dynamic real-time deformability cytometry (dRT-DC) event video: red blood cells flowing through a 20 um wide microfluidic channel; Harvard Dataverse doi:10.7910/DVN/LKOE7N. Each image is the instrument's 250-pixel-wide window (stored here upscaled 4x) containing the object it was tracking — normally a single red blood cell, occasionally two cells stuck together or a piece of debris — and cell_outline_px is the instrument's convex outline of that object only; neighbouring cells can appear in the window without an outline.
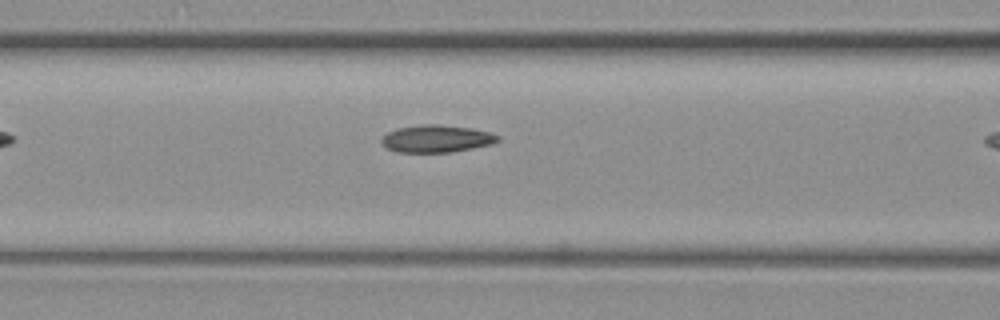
{"species": "common noctule bat (a hibernating species)", "species_latin": "Nyctalus noctula", "temperature_condition": "warm", "stored_images_in_passage": 7, "camera_frame_rate_fps": 3000, "um_per_image_px": 0.085, "animal": {"sex": "female", "body_mass_g": 19.3, "forearm_length_mm": 54.1}, "frame": {"image": 1, "passage_image": 6, "time_ms": 1.667, "image_size_px": [1000, 320], "cell_outline_px": [[500, 140], [492, 144], [452, 152], [396, 152], [388, 148], [380, 140], [388, 132], [396, 128], [420, 124], [440, 124], [472, 128], [488, 132], [500, 136]], "centroid_in_image_um": [37.11, 11.78], "position_along_channel_um": 129.5, "area_um2": 18.55}}